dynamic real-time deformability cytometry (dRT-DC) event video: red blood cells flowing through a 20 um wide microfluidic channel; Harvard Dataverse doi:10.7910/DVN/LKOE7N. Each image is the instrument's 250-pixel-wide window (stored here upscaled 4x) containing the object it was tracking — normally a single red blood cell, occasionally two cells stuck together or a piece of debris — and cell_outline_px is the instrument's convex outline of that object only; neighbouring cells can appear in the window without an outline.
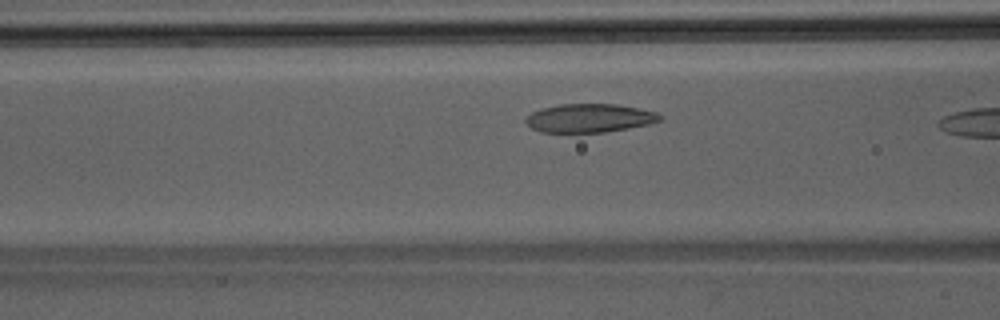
{"species": "Egyptian fruit bat (a non-hibernating species)", "species_latin": "Rousettus aegyptiacus", "temperature_condition": "room temperature", "stored_images_in_passage": 8, "camera_frame_rate_fps": 3000, "um_per_image_px": 0.085, "animal": {"sex": "male"}, "frame": {"image": 1, "passage_image": 7, "time_ms": 2.0, "image_size_px": [1000, 320], "cell_outline_px": [[664, 116], [660, 120], [648, 124], [628, 128], [604, 132], [540, 132], [532, 128], [524, 120], [532, 112], [540, 108], [560, 104], [616, 104], [640, 108], [656, 112]], "centroid_in_image_um": [50.11, 10.03], "position_along_channel_um": 116.5, "area_um2": 22.31}}